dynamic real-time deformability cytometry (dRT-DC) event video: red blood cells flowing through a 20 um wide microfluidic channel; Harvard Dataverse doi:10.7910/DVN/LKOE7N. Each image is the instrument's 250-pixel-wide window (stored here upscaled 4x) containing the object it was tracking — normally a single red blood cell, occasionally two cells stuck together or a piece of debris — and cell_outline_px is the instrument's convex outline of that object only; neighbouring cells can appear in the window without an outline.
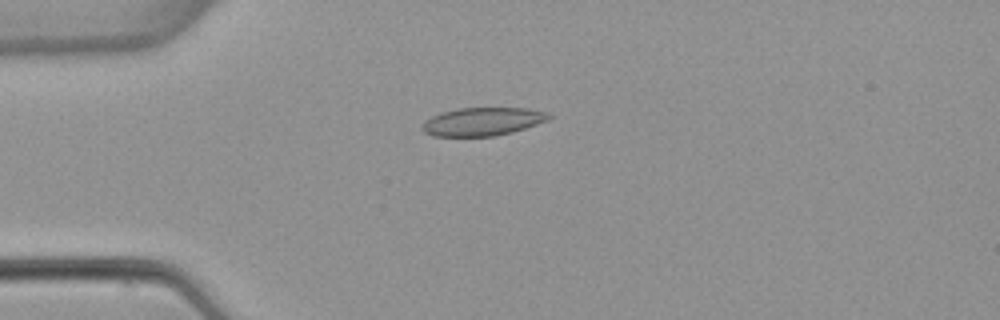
{"species": "common noctule bat (a hibernating species)", "species_latin": "Nyctalus noctula", "temperature_condition": "warm", "stored_images_in_passage": 5, "camera_frame_rate_fps": 3000, "um_per_image_px": 0.085, "animal": {"sex": "female", "body_mass_g": 22.7, "forearm_length_mm": 54.2}, "frame": {"image": 1, "passage_image": 3, "time_ms": 3.333, "image_size_px": [1000, 320], "cell_outline_px": [[552, 116], [548, 120], [512, 132], [496, 136], [432, 136], [424, 132], [420, 128], [424, 120], [440, 112], [456, 108], [528, 108], [548, 112]], "centroid_in_image_um": [40.98, 10.33], "position_along_channel_um": 44.0, "area_um2": 20.98}}
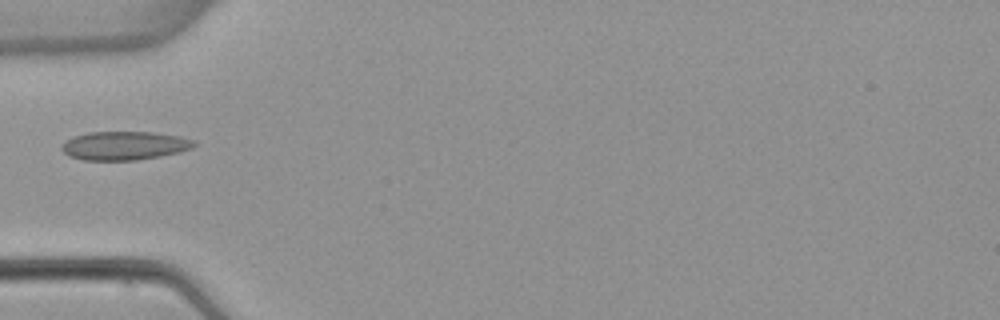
{"frame": {"image": 2, "passage_image": 4, "time_ms": 4.667, "image_size_px": [1000, 320], "cell_outline_px": [[200, 144], [192, 148], [180, 152], [160, 156], [136, 160], [84, 160], [68, 156], [60, 148], [68, 140], [76, 136], [88, 132], [152, 132], [180, 136], [196, 140]], "centroid_in_image_um": [10.65, 12.38], "position_along_channel_um": 74.3, "area_um2": 22.14}}
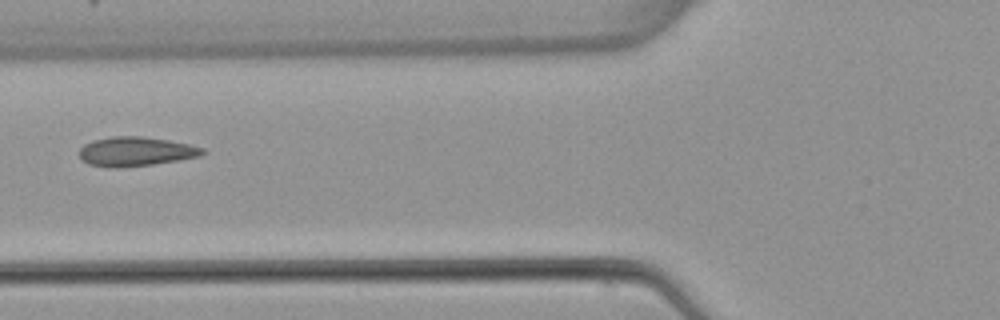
{"frame": {"image": 3, "passage_image": 5, "time_ms": 5.667, "image_size_px": [1000, 320], "cell_outline_px": [[208, 152], [200, 156], [180, 160], [152, 164], [116, 168], [108, 168], [88, 164], [80, 156], [80, 148], [84, 144], [92, 140], [112, 136], [140, 136], [168, 140], [188, 144], [204, 148]], "centroid_in_image_um": [11.55, 12.88], "position_along_channel_um": 114.3, "area_um2": 21.1}}